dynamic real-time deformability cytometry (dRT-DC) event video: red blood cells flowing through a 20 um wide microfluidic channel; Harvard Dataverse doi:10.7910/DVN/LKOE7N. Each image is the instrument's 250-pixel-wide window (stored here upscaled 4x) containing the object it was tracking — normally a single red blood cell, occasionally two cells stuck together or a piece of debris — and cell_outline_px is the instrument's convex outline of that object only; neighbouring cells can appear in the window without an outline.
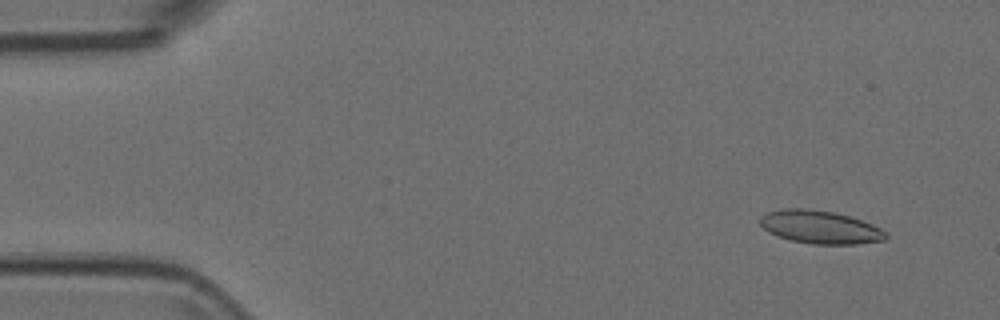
{"species": "Egyptian fruit bat (a non-hibernating species)", "species_latin": "Rousettus aegyptiacus", "temperature_condition": "room temperature", "stored_images_in_passage": 53, "camera_frame_rate_fps": 3000, "um_per_image_px": 0.085, "animal": {"sex": "female"}, "frame": {"image": 1, "passage_image": 4, "time_ms": 1.0, "image_size_px": [1000, 320], "cell_outline_px": [[888, 236], [884, 240], [856, 244], [812, 244], [788, 240], [776, 236], [768, 232], [760, 224], [760, 216], [768, 212], [780, 208], [804, 208], [832, 212], [848, 216], [872, 224], [880, 228]], "centroid_in_image_um": [69.65, 19.31], "position_along_channel_um": 15.3, "area_um2": 24.22}}
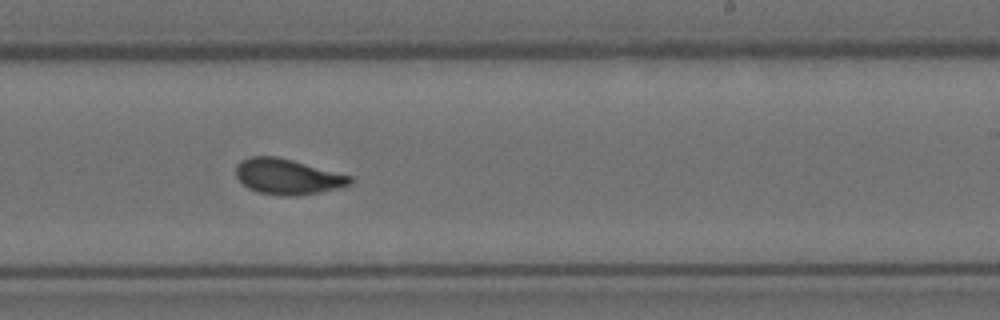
{"frame": {"image": 2, "passage_image": 32, "time_ms": 10.333, "image_size_px": [1000, 320], "cell_outline_px": [[352, 184], [320, 192], [292, 196], [280, 196], [256, 192], [248, 188], [236, 176], [236, 164], [240, 160], [248, 156], [276, 156], [292, 160], [352, 176]], "centroid_in_image_um": [24.4, 15.01], "position_along_channel_um": 264.6, "area_um2": 23.64}}
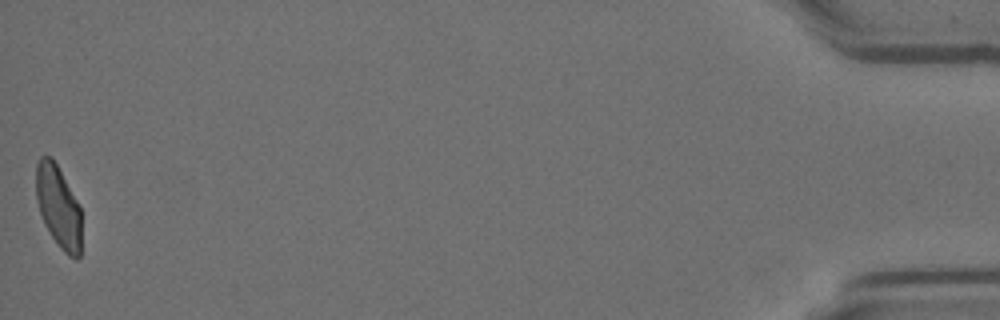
{"frame": {"image": 3, "passage_image": 53, "time_ms": 17.333, "image_size_px": [1000, 320], "cell_outline_px": [[80, 256], [76, 260], [68, 256], [60, 248], [44, 224], [36, 200], [36, 164], [40, 156], [52, 156], [76, 200], [80, 208]], "centroid_in_image_um": [4.94, 17.57], "position_along_channel_um": 430.3, "area_um2": 21.56}}